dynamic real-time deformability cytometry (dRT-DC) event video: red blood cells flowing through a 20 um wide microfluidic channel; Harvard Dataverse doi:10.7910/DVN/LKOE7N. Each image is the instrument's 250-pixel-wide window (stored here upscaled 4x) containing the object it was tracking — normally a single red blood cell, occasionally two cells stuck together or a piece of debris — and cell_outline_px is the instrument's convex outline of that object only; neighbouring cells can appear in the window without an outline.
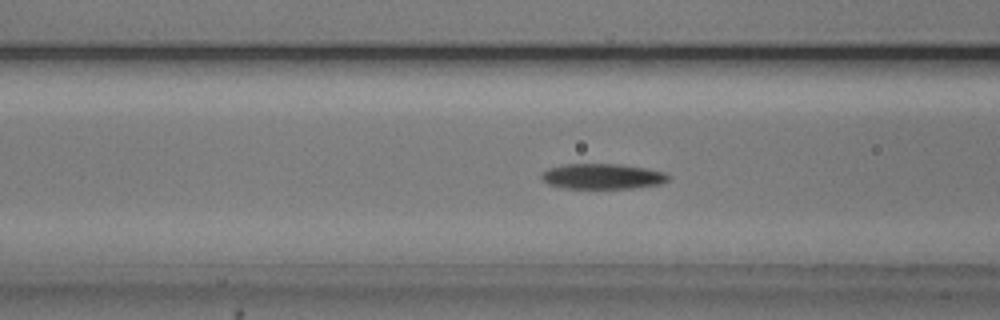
{"species": "common noctule bat (a hibernating species)", "species_latin": "Nyctalus noctula", "temperature_condition": "cold", "stored_images_in_passage": 54, "camera_frame_rate_fps": 3000, "um_per_image_px": 0.085, "animal": {"sex": "male", "body_mass_g": 20.5, "forearm_length_mm": 52.5}, "frame": {"image": 1, "passage_image": 21, "time_ms": 6.667, "image_size_px": [1000, 320], "cell_outline_px": [[672, 176], [668, 180], [660, 184], [632, 188], [560, 188], [548, 184], [540, 176], [540, 172], [548, 168], [560, 164], [620, 164], [648, 168], [664, 172]], "centroid_in_image_um": [51.19, 14.98], "position_along_channel_um": 115.4, "area_um2": 19.02}}
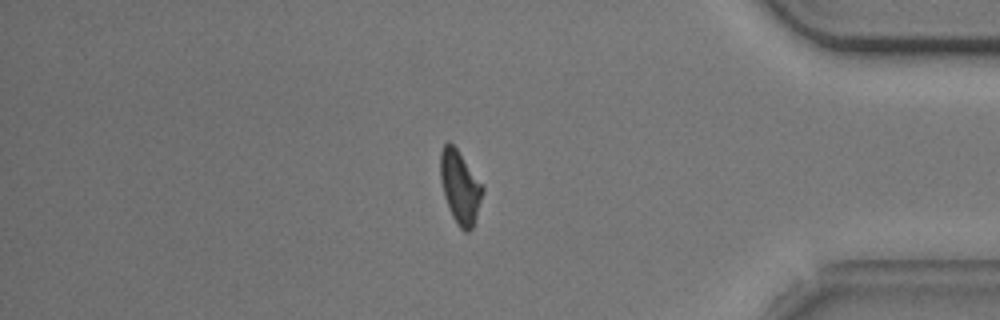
{"frame": {"image": 2, "passage_image": 46, "time_ms": 15.0, "image_size_px": [1000, 320], "cell_outline_px": [[484, 192], [472, 228], [468, 232], [464, 232], [460, 228], [452, 216], [444, 196], [440, 180], [440, 152], [444, 144], [448, 140], [456, 148], [484, 184]], "centroid_in_image_um": [39.11, 15.88], "position_along_channel_um": 396.1, "area_um2": 18.09}}
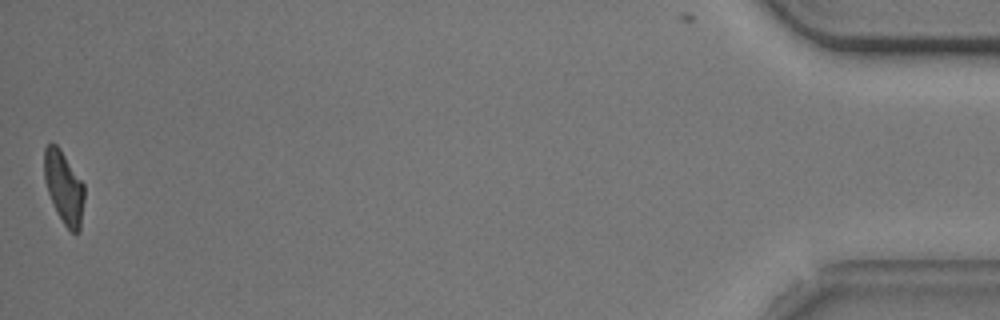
{"frame": {"image": 3, "passage_image": 54, "time_ms": 17.667, "image_size_px": [1000, 320], "cell_outline_px": [[84, 200], [80, 232], [72, 232], [64, 224], [56, 212], [48, 192], [44, 180], [44, 148], [48, 144], [56, 144], [60, 148], [84, 184]], "centroid_in_image_um": [5.43, 15.93], "position_along_channel_um": 429.8, "area_um2": 16.94}, "authors_computed_cell_mechanics": {"area_um2": 18.1492, "velocity_mm_per_s": 3.7265, "shape_relaxation_time_tau1_ms": 3.6883, "shape_relaxation_time_tau2_ms": 9.4776, "deformation_change_tau1": 0.1483, "deformation_change_tau2": 0.1637}}